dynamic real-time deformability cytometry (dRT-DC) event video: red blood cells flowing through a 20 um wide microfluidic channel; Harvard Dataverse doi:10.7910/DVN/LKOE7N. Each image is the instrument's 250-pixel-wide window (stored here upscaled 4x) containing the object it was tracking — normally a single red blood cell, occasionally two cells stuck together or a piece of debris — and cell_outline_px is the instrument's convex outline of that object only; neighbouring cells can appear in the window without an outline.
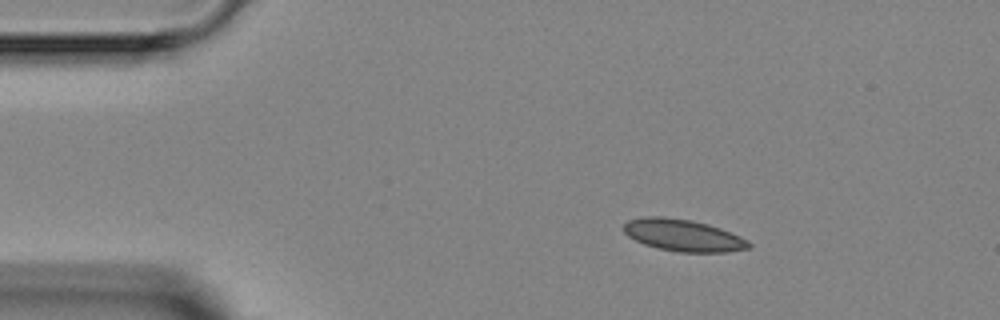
{"species": "Egyptian fruit bat (a non-hibernating species)", "species_latin": "Rousettus aegyptiacus", "temperature_condition": "room temperature", "stored_images_in_passage": 7, "camera_frame_rate_fps": 3000, "um_per_image_px": 0.085, "animal": {"sex": "female"}, "frame": {"image": 1, "passage_image": 2, "time_ms": 2.0, "image_size_px": [1000, 320], "cell_outline_px": [[752, 248], [728, 252], [680, 252], [656, 248], [644, 244], [628, 236], [624, 232], [624, 224], [628, 220], [644, 216], [664, 216], [692, 220], [708, 224], [720, 228], [740, 236], [748, 240], [752, 244]], "centroid_in_image_um": [58.09, 20.0], "position_along_channel_um": 26.9, "area_um2": 23.47}}
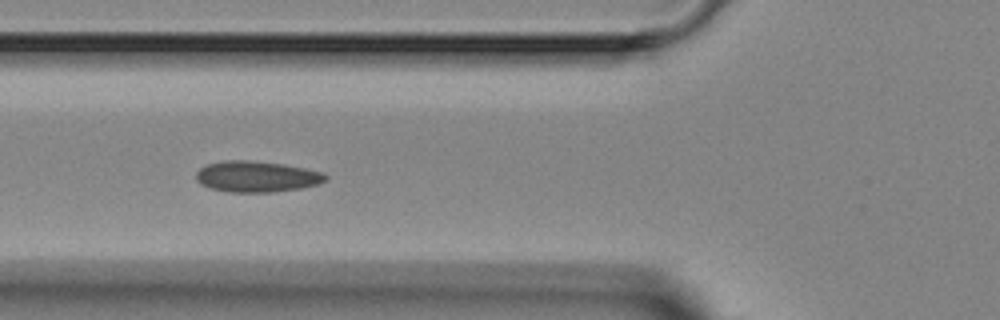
{"frame": {"image": 2, "passage_image": 5, "time_ms": 5.333, "image_size_px": [1000, 320], "cell_outline_px": [[328, 180], [316, 184], [300, 188], [272, 192], [228, 192], [212, 188], [200, 184], [196, 180], [196, 172], [200, 168], [208, 164], [224, 160], [248, 160], [284, 164], [324, 172], [328, 176]], "centroid_in_image_um": [21.82, 15.0], "position_along_channel_um": 104.0, "area_um2": 23.41}}
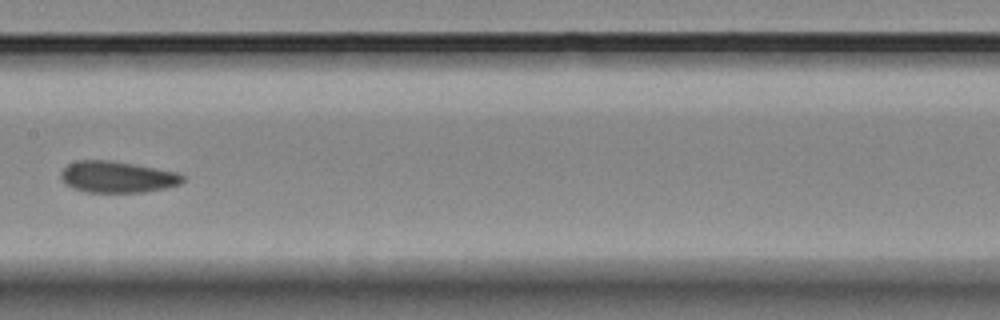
{"frame": {"image": 3, "passage_image": 7, "time_ms": 7.667, "image_size_px": [1000, 320], "cell_outline_px": [[184, 180], [180, 184], [164, 188], [144, 192], [84, 192], [72, 188], [64, 184], [60, 176], [60, 172], [68, 164], [76, 160], [112, 160], [176, 172], [184, 176]], "centroid_in_image_um": [9.91, 15.04], "position_along_channel_um": 197.5, "area_um2": 22.37}}